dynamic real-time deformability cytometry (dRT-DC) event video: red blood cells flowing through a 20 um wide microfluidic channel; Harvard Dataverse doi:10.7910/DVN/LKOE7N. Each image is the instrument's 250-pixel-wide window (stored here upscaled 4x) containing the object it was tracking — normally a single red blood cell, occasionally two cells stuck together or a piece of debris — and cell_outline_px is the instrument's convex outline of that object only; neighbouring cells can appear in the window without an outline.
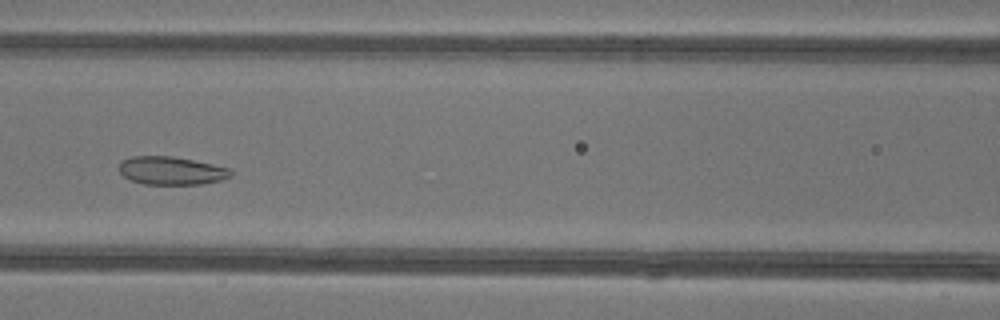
{"species": "common noctule bat (a hibernating species)", "species_latin": "Nyctalus noctula", "temperature_condition": "warm", "stored_images_in_passage": 46, "camera_frame_rate_fps": 3000, "um_per_image_px": 0.085, "animal": {"sex": "female"}, "frame": {"image": 1, "passage_image": 20, "time_ms": 6.333, "image_size_px": [1000, 320], "cell_outline_px": [[232, 176], [220, 180], [204, 184], [144, 184], [132, 180], [124, 176], [120, 172], [120, 160], [132, 156], [172, 156], [232, 168]], "centroid_in_image_um": [14.59, 14.5], "position_along_channel_um": 152.0, "area_um2": 18.32}}
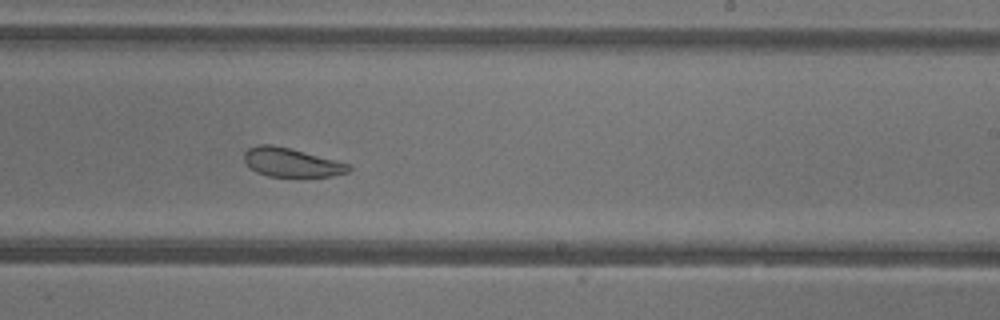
{"frame": {"image": 2, "passage_image": 28, "time_ms": 9.0, "image_size_px": [1000, 320], "cell_outline_px": [[352, 168], [348, 172], [332, 176], [268, 176], [256, 172], [244, 160], [244, 152], [248, 148], [256, 144], [272, 144], [352, 164]], "centroid_in_image_um": [24.78, 13.8], "position_along_channel_um": 264.2, "area_um2": 17.46}}
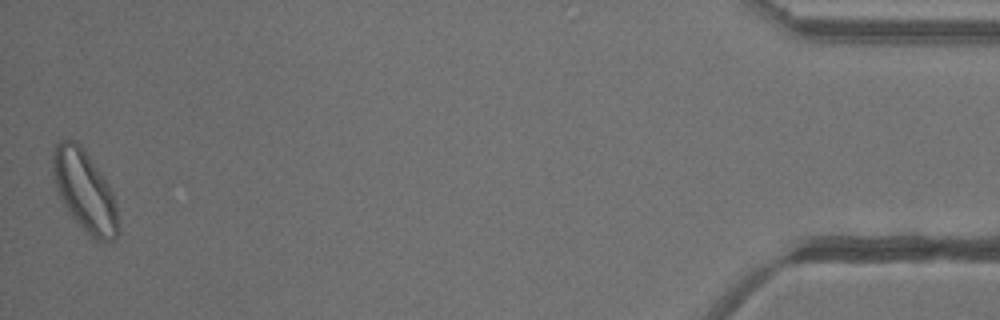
{"frame": {"image": 3, "passage_image": 46, "time_ms": 15.0, "image_size_px": [1000, 320], "cell_outline_px": [[120, 232], [112, 240], [96, 240], [88, 236], [68, 212], [56, 188], [52, 172], [52, 152], [56, 144], [60, 140], [72, 140], [80, 144], [100, 172], [108, 184], [112, 192], [116, 208]], "centroid_in_image_um": [7.18, 16.25], "position_along_channel_um": 428.0, "area_um2": 30.63}, "authors_computed_cell_mechanics": {"area_um2": 22.9177, "velocity_mm_per_s": 4.2294, "shape_relaxation_time_tau1_ms": null, "shape_relaxation_time_tau2_ms": 3.9303, "deformation_change_tau1": null, "deformation_change_tau2": 0.0933}}